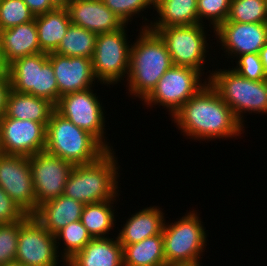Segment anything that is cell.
<instances>
[{"label":"cell","instance_id":"3957f363","mask_svg":"<svg viewBox=\"0 0 267 266\" xmlns=\"http://www.w3.org/2000/svg\"><path fill=\"white\" fill-rule=\"evenodd\" d=\"M108 150L97 161L74 165L67 178L63 195L84 205L113 199L120 200L119 159Z\"/></svg>","mask_w":267,"mask_h":266},{"label":"cell","instance_id":"6da1fadb","mask_svg":"<svg viewBox=\"0 0 267 266\" xmlns=\"http://www.w3.org/2000/svg\"><path fill=\"white\" fill-rule=\"evenodd\" d=\"M171 118L176 129L190 141L231 140L245 133V127L209 82Z\"/></svg>","mask_w":267,"mask_h":266},{"label":"cell","instance_id":"7c38bea8","mask_svg":"<svg viewBox=\"0 0 267 266\" xmlns=\"http://www.w3.org/2000/svg\"><path fill=\"white\" fill-rule=\"evenodd\" d=\"M59 257L55 235L47 231L34 216L27 215L20 220L15 260L27 266H66Z\"/></svg>","mask_w":267,"mask_h":266},{"label":"cell","instance_id":"60d3db41","mask_svg":"<svg viewBox=\"0 0 267 266\" xmlns=\"http://www.w3.org/2000/svg\"><path fill=\"white\" fill-rule=\"evenodd\" d=\"M71 0H50L55 8H67Z\"/></svg>","mask_w":267,"mask_h":266},{"label":"cell","instance_id":"b9f144b4","mask_svg":"<svg viewBox=\"0 0 267 266\" xmlns=\"http://www.w3.org/2000/svg\"><path fill=\"white\" fill-rule=\"evenodd\" d=\"M1 266H27V265H25V264H23V263H20V262L17 261V260H13V261H9V262H7L6 264L1 265Z\"/></svg>","mask_w":267,"mask_h":266},{"label":"cell","instance_id":"52a82bcc","mask_svg":"<svg viewBox=\"0 0 267 266\" xmlns=\"http://www.w3.org/2000/svg\"><path fill=\"white\" fill-rule=\"evenodd\" d=\"M208 25L173 26L166 28H149L157 32L164 40L173 65L190 67L198 70L205 79H209L211 70L205 73L204 67L209 53ZM206 29V30H205ZM205 68V69H204ZM209 73V75H207Z\"/></svg>","mask_w":267,"mask_h":266},{"label":"cell","instance_id":"d590c367","mask_svg":"<svg viewBox=\"0 0 267 266\" xmlns=\"http://www.w3.org/2000/svg\"><path fill=\"white\" fill-rule=\"evenodd\" d=\"M26 216L27 214L0 187V224L17 222Z\"/></svg>","mask_w":267,"mask_h":266},{"label":"cell","instance_id":"9a60e30c","mask_svg":"<svg viewBox=\"0 0 267 266\" xmlns=\"http://www.w3.org/2000/svg\"><path fill=\"white\" fill-rule=\"evenodd\" d=\"M46 126L36 121L0 118L1 153L30 157L46 147Z\"/></svg>","mask_w":267,"mask_h":266},{"label":"cell","instance_id":"ab89813d","mask_svg":"<svg viewBox=\"0 0 267 266\" xmlns=\"http://www.w3.org/2000/svg\"><path fill=\"white\" fill-rule=\"evenodd\" d=\"M0 74H9V65L6 63L4 55L0 50Z\"/></svg>","mask_w":267,"mask_h":266},{"label":"cell","instance_id":"f35d334b","mask_svg":"<svg viewBox=\"0 0 267 266\" xmlns=\"http://www.w3.org/2000/svg\"><path fill=\"white\" fill-rule=\"evenodd\" d=\"M260 60L263 64V69L267 77V44L264 45L259 51Z\"/></svg>","mask_w":267,"mask_h":266},{"label":"cell","instance_id":"9c48e42d","mask_svg":"<svg viewBox=\"0 0 267 266\" xmlns=\"http://www.w3.org/2000/svg\"><path fill=\"white\" fill-rule=\"evenodd\" d=\"M207 83L208 80L198 70L173 65L141 103L151 109L162 106L172 117Z\"/></svg>","mask_w":267,"mask_h":266},{"label":"cell","instance_id":"30bf717a","mask_svg":"<svg viewBox=\"0 0 267 266\" xmlns=\"http://www.w3.org/2000/svg\"><path fill=\"white\" fill-rule=\"evenodd\" d=\"M11 89L49 100L56 105L59 91L48 53H36L9 65Z\"/></svg>","mask_w":267,"mask_h":266},{"label":"cell","instance_id":"277c9868","mask_svg":"<svg viewBox=\"0 0 267 266\" xmlns=\"http://www.w3.org/2000/svg\"><path fill=\"white\" fill-rule=\"evenodd\" d=\"M199 215L193 209L179 220L176 218L177 221L165 220L162 236L166 266H203L200 261L206 250L208 230Z\"/></svg>","mask_w":267,"mask_h":266},{"label":"cell","instance_id":"7a4b0ae2","mask_svg":"<svg viewBox=\"0 0 267 266\" xmlns=\"http://www.w3.org/2000/svg\"><path fill=\"white\" fill-rule=\"evenodd\" d=\"M131 44L128 76L125 79L130 98L142 102L156 87L159 79L173 66L171 56L160 35L142 28Z\"/></svg>","mask_w":267,"mask_h":266},{"label":"cell","instance_id":"1f68e13d","mask_svg":"<svg viewBox=\"0 0 267 266\" xmlns=\"http://www.w3.org/2000/svg\"><path fill=\"white\" fill-rule=\"evenodd\" d=\"M230 5L231 0H197L198 24L209 23L210 29L214 31L227 20Z\"/></svg>","mask_w":267,"mask_h":266},{"label":"cell","instance_id":"7402d4cb","mask_svg":"<svg viewBox=\"0 0 267 266\" xmlns=\"http://www.w3.org/2000/svg\"><path fill=\"white\" fill-rule=\"evenodd\" d=\"M66 266H124L122 245L117 236L93 238Z\"/></svg>","mask_w":267,"mask_h":266},{"label":"cell","instance_id":"5bb4252c","mask_svg":"<svg viewBox=\"0 0 267 266\" xmlns=\"http://www.w3.org/2000/svg\"><path fill=\"white\" fill-rule=\"evenodd\" d=\"M29 165L37 206L64 193L67 178L74 166L69 161L45 150L31 155Z\"/></svg>","mask_w":267,"mask_h":266},{"label":"cell","instance_id":"484cf974","mask_svg":"<svg viewBox=\"0 0 267 266\" xmlns=\"http://www.w3.org/2000/svg\"><path fill=\"white\" fill-rule=\"evenodd\" d=\"M122 248L124 266H166L162 233Z\"/></svg>","mask_w":267,"mask_h":266},{"label":"cell","instance_id":"f546056e","mask_svg":"<svg viewBox=\"0 0 267 266\" xmlns=\"http://www.w3.org/2000/svg\"><path fill=\"white\" fill-rule=\"evenodd\" d=\"M225 22L267 23L266 0H231Z\"/></svg>","mask_w":267,"mask_h":266},{"label":"cell","instance_id":"74e56055","mask_svg":"<svg viewBox=\"0 0 267 266\" xmlns=\"http://www.w3.org/2000/svg\"><path fill=\"white\" fill-rule=\"evenodd\" d=\"M34 16L42 15L56 9L50 0H23Z\"/></svg>","mask_w":267,"mask_h":266},{"label":"cell","instance_id":"cb8c5ba5","mask_svg":"<svg viewBox=\"0 0 267 266\" xmlns=\"http://www.w3.org/2000/svg\"><path fill=\"white\" fill-rule=\"evenodd\" d=\"M154 10L156 17H152L148 28L198 24L197 0H154Z\"/></svg>","mask_w":267,"mask_h":266},{"label":"cell","instance_id":"8992f818","mask_svg":"<svg viewBox=\"0 0 267 266\" xmlns=\"http://www.w3.org/2000/svg\"><path fill=\"white\" fill-rule=\"evenodd\" d=\"M212 69L208 82L232 109L237 120L245 127L252 113L267 114V79L252 81L242 77L233 68ZM247 113L246 115H243Z\"/></svg>","mask_w":267,"mask_h":266},{"label":"cell","instance_id":"f1b7e54d","mask_svg":"<svg viewBox=\"0 0 267 266\" xmlns=\"http://www.w3.org/2000/svg\"><path fill=\"white\" fill-rule=\"evenodd\" d=\"M92 239L93 238L80 220L69 223L55 234L56 247L60 259L64 260L66 263L77 252L81 251ZM58 249L61 252H59Z\"/></svg>","mask_w":267,"mask_h":266},{"label":"cell","instance_id":"4fadbf2b","mask_svg":"<svg viewBox=\"0 0 267 266\" xmlns=\"http://www.w3.org/2000/svg\"><path fill=\"white\" fill-rule=\"evenodd\" d=\"M0 187L27 215L38 210L29 157L0 154Z\"/></svg>","mask_w":267,"mask_h":266},{"label":"cell","instance_id":"836d02e7","mask_svg":"<svg viewBox=\"0 0 267 266\" xmlns=\"http://www.w3.org/2000/svg\"><path fill=\"white\" fill-rule=\"evenodd\" d=\"M20 221L0 224V266L16 259Z\"/></svg>","mask_w":267,"mask_h":266},{"label":"cell","instance_id":"44dd1931","mask_svg":"<svg viewBox=\"0 0 267 266\" xmlns=\"http://www.w3.org/2000/svg\"><path fill=\"white\" fill-rule=\"evenodd\" d=\"M83 208V203L62 194L38 206L33 216L47 231L55 235L69 223L80 220Z\"/></svg>","mask_w":267,"mask_h":266},{"label":"cell","instance_id":"603a6c76","mask_svg":"<svg viewBox=\"0 0 267 266\" xmlns=\"http://www.w3.org/2000/svg\"><path fill=\"white\" fill-rule=\"evenodd\" d=\"M54 110L55 105L45 98L11 89L7 97L5 116L48 124Z\"/></svg>","mask_w":267,"mask_h":266},{"label":"cell","instance_id":"8fae6325","mask_svg":"<svg viewBox=\"0 0 267 266\" xmlns=\"http://www.w3.org/2000/svg\"><path fill=\"white\" fill-rule=\"evenodd\" d=\"M93 87L60 97L55 110L74 125L92 134L107 150H115L106 138V112Z\"/></svg>","mask_w":267,"mask_h":266},{"label":"cell","instance_id":"d4e9b609","mask_svg":"<svg viewBox=\"0 0 267 266\" xmlns=\"http://www.w3.org/2000/svg\"><path fill=\"white\" fill-rule=\"evenodd\" d=\"M38 42L44 53L55 52L71 24L67 8H56L35 16Z\"/></svg>","mask_w":267,"mask_h":266},{"label":"cell","instance_id":"ffe728a7","mask_svg":"<svg viewBox=\"0 0 267 266\" xmlns=\"http://www.w3.org/2000/svg\"><path fill=\"white\" fill-rule=\"evenodd\" d=\"M0 50L8 65L19 58L42 53L35 19L0 31Z\"/></svg>","mask_w":267,"mask_h":266},{"label":"cell","instance_id":"e0dca14e","mask_svg":"<svg viewBox=\"0 0 267 266\" xmlns=\"http://www.w3.org/2000/svg\"><path fill=\"white\" fill-rule=\"evenodd\" d=\"M57 81L59 99L61 96L95 87L98 82L94 76L92 59L85 57L62 56L48 53Z\"/></svg>","mask_w":267,"mask_h":266},{"label":"cell","instance_id":"8d00e7d4","mask_svg":"<svg viewBox=\"0 0 267 266\" xmlns=\"http://www.w3.org/2000/svg\"><path fill=\"white\" fill-rule=\"evenodd\" d=\"M11 90L9 74H0V118L5 115L7 97Z\"/></svg>","mask_w":267,"mask_h":266},{"label":"cell","instance_id":"ac0fdd59","mask_svg":"<svg viewBox=\"0 0 267 266\" xmlns=\"http://www.w3.org/2000/svg\"><path fill=\"white\" fill-rule=\"evenodd\" d=\"M67 10L72 24L97 35L117 31L125 26L102 0H71Z\"/></svg>","mask_w":267,"mask_h":266},{"label":"cell","instance_id":"d6986e66","mask_svg":"<svg viewBox=\"0 0 267 266\" xmlns=\"http://www.w3.org/2000/svg\"><path fill=\"white\" fill-rule=\"evenodd\" d=\"M140 210V211H139ZM131 214L121 225L117 227V238L121 245L138 243L148 237L162 233L165 223L164 208L160 206H149L139 209Z\"/></svg>","mask_w":267,"mask_h":266},{"label":"cell","instance_id":"d6a6232c","mask_svg":"<svg viewBox=\"0 0 267 266\" xmlns=\"http://www.w3.org/2000/svg\"><path fill=\"white\" fill-rule=\"evenodd\" d=\"M35 19L23 0H0V31Z\"/></svg>","mask_w":267,"mask_h":266},{"label":"cell","instance_id":"2e32d148","mask_svg":"<svg viewBox=\"0 0 267 266\" xmlns=\"http://www.w3.org/2000/svg\"><path fill=\"white\" fill-rule=\"evenodd\" d=\"M225 58L234 60L246 53H259L267 44V23L224 22L213 31Z\"/></svg>","mask_w":267,"mask_h":266},{"label":"cell","instance_id":"83f0119b","mask_svg":"<svg viewBox=\"0 0 267 266\" xmlns=\"http://www.w3.org/2000/svg\"><path fill=\"white\" fill-rule=\"evenodd\" d=\"M97 34L70 24L55 53L68 57L91 58L94 55Z\"/></svg>","mask_w":267,"mask_h":266},{"label":"cell","instance_id":"ba28073f","mask_svg":"<svg viewBox=\"0 0 267 266\" xmlns=\"http://www.w3.org/2000/svg\"><path fill=\"white\" fill-rule=\"evenodd\" d=\"M127 30L125 25L120 30L97 35L92 68L100 85L114 86L128 76L132 42L128 40Z\"/></svg>","mask_w":267,"mask_h":266},{"label":"cell","instance_id":"5b68a950","mask_svg":"<svg viewBox=\"0 0 267 266\" xmlns=\"http://www.w3.org/2000/svg\"><path fill=\"white\" fill-rule=\"evenodd\" d=\"M45 151L73 165H82L97 161L108 150L92 134L54 110L46 126Z\"/></svg>","mask_w":267,"mask_h":266},{"label":"cell","instance_id":"e575fe53","mask_svg":"<svg viewBox=\"0 0 267 266\" xmlns=\"http://www.w3.org/2000/svg\"><path fill=\"white\" fill-rule=\"evenodd\" d=\"M235 60L236 66H232V68L242 77L252 81L267 79L259 53H246L238 56Z\"/></svg>","mask_w":267,"mask_h":266},{"label":"cell","instance_id":"4316f807","mask_svg":"<svg viewBox=\"0 0 267 266\" xmlns=\"http://www.w3.org/2000/svg\"><path fill=\"white\" fill-rule=\"evenodd\" d=\"M114 202L117 203L118 200L113 199L84 205L80 221L92 238H108L111 237L109 235H113L109 232L117 223L114 215L117 209L114 208L116 207Z\"/></svg>","mask_w":267,"mask_h":266},{"label":"cell","instance_id":"4dcf8cb0","mask_svg":"<svg viewBox=\"0 0 267 266\" xmlns=\"http://www.w3.org/2000/svg\"><path fill=\"white\" fill-rule=\"evenodd\" d=\"M104 4L112 11L114 12L119 19H121L125 25H128L129 22L132 23L133 18L140 17L143 19L142 22H145V24L141 25L140 29L142 28H148L149 23H151V20H148L146 17H144L143 13L146 12L145 10H148V8L154 9V0H102ZM143 16H142V15ZM141 15V16H139ZM147 22V23H146Z\"/></svg>","mask_w":267,"mask_h":266}]
</instances>
